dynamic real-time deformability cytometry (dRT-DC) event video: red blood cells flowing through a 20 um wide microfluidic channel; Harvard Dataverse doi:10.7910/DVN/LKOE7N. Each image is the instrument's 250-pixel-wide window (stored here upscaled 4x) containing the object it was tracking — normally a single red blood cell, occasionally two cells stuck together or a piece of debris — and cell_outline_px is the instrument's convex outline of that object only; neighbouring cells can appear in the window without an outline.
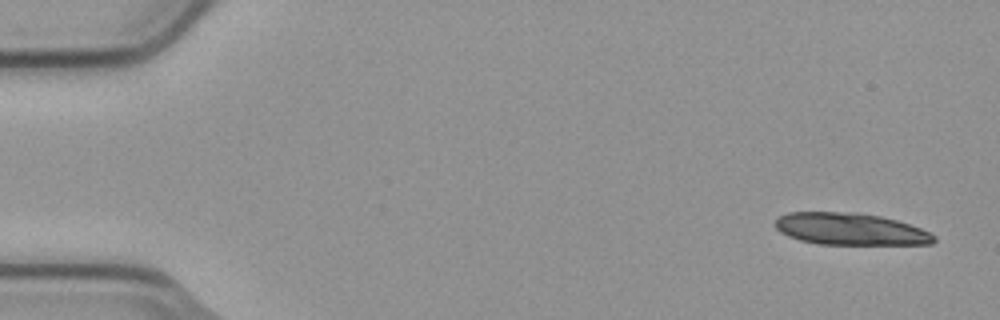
{"species": "common noctule bat (a hibernating species)", "species_latin": "Nyctalus noctula", "temperature_condition": "cold", "stored_images_in_passage": 3, "camera_frame_rate_fps": 3000, "um_per_image_px": 0.085, "animal": {"sex": "male", "body_mass_g": 23.1, "forearm_length_mm": 52.7}, "frame": {"image": 1, "passage_image": 1, "time_ms": 0.0, "image_size_px": [1000, 320], "cell_outline_px": [[936, 240], [932, 244], [816, 244], [800, 240], [788, 236], [780, 232], [772, 224], [780, 216], [788, 212], [856, 212], [880, 216], [896, 220], [920, 228], [936, 236]], "centroid_in_image_um": [72.24, 19.47], "position_along_channel_um": 12.8, "area_um2": 29.59}}